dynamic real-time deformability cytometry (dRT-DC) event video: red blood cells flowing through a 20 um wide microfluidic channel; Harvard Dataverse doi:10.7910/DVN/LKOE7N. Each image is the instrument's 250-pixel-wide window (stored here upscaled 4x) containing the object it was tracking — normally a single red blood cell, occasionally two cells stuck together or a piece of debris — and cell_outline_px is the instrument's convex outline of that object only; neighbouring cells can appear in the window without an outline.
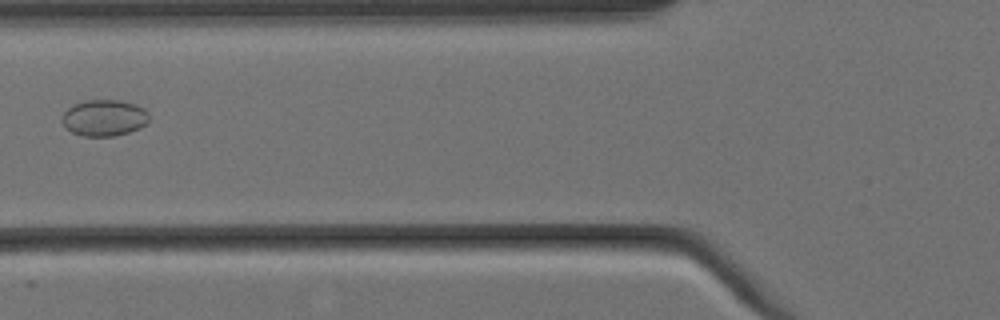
{"species": "Egyptian fruit bat (a non-hibernating species)", "species_latin": "Rousettus aegyptiacus", "temperature_condition": "cold", "stored_images_in_passage": 10, "camera_frame_rate_fps": 3000, "um_per_image_px": 0.085, "animal": {"sex": "female"}, "frame": {"image": 1, "passage_image": 6, "time_ms": 1.667, "image_size_px": [1000, 320], "cell_outline_px": [[148, 124], [140, 128], [128, 132], [112, 136], [80, 136], [64, 128], [64, 112], [72, 104], [84, 100], [120, 100], [136, 104], [144, 108], [148, 112]], "centroid_in_image_um": [8.87, 10.01], "position_along_channel_um": 116.9, "area_um2": 18.55}}
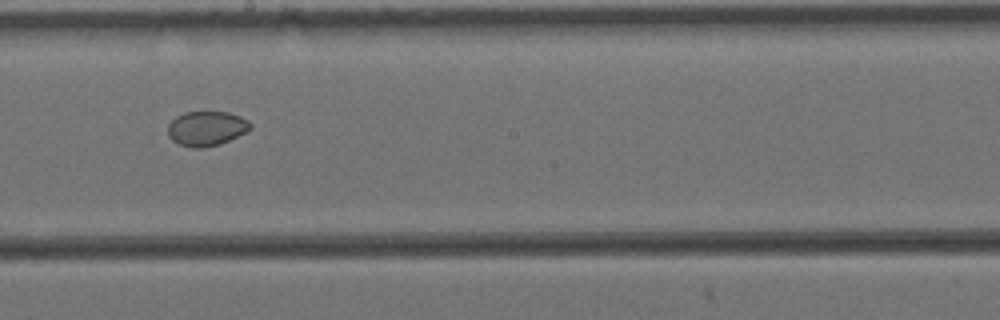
{"frame": {"image": 2, "passage_image": 9, "time_ms": 2.667, "image_size_px": [1000, 320], "cell_outline_px": [[252, 128], [220, 144], [204, 148], [192, 148], [180, 144], [172, 140], [168, 136], [168, 124], [176, 116], [184, 112], [228, 112], [240, 116], [248, 120], [252, 124]], "centroid_in_image_um": [17.54, 10.92], "position_along_channel_um": 230.7, "area_um2": 16.65}}
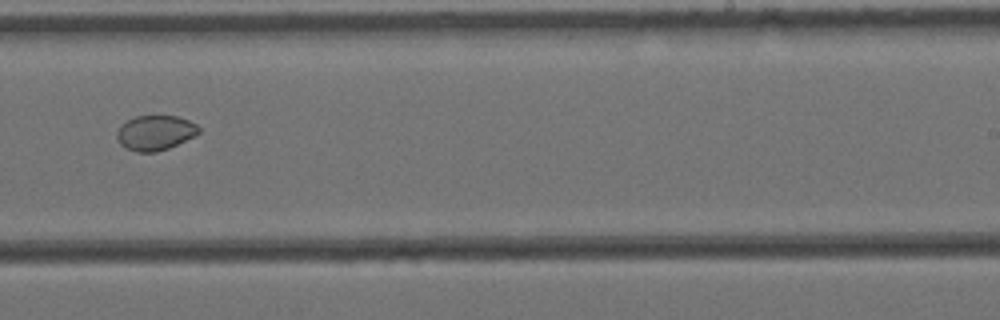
{"frame": {"image": 3, "passage_image": 10, "time_ms": 3.0, "image_size_px": [1000, 320], "cell_outline_px": [[200, 132], [168, 148], [156, 152], [136, 152], [120, 144], [116, 136], [116, 132], [120, 124], [136, 116], [176, 116], [188, 120], [196, 124], [200, 128]], "centroid_in_image_um": [13.16, 11.28], "position_along_channel_um": 275.8, "area_um2": 16.47}}